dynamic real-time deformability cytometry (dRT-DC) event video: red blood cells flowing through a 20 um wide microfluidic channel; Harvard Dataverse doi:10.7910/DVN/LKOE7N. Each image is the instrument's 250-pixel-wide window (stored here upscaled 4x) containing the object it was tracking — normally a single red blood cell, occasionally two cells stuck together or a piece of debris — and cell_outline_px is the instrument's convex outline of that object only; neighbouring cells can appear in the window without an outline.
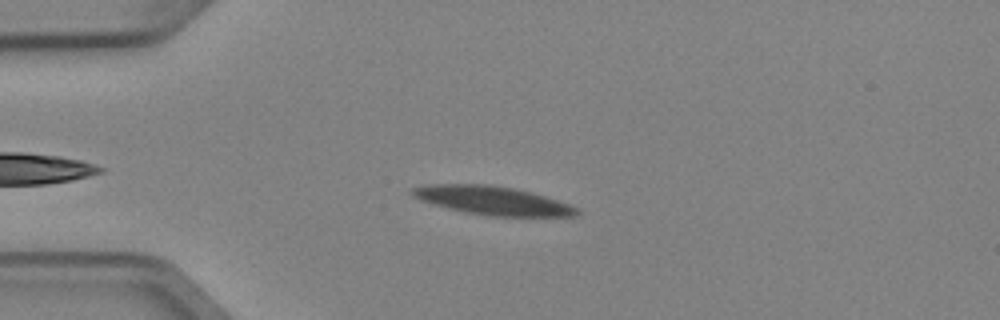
{"species": "Egyptian fruit bat (a non-hibernating species)", "species_latin": "Rousettus aegyptiacus", "temperature_condition": "cold", "stored_images_in_passage": 6, "camera_frame_rate_fps": 3000, "um_per_image_px": 0.085, "animal": {"sex": "female"}, "frame": {"image": 1, "passage_image": 3, "time_ms": 0.667, "image_size_px": [1000, 320], "cell_outline_px": [[580, 212], [576, 216], [492, 216], [468, 212], [448, 208], [432, 204], [420, 200], [412, 196], [408, 192], [412, 188], [424, 184], [488, 184], [512, 188], [532, 192], [580, 208]], "centroid_in_image_um": [41.83, 17.03], "position_along_channel_um": 43.2, "area_um2": 27.34}}
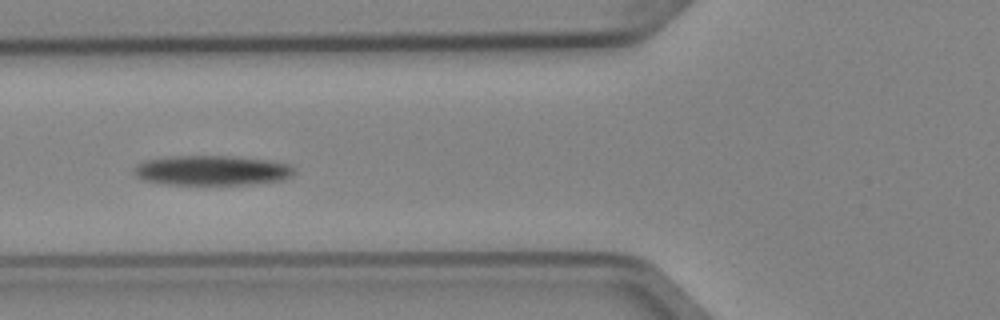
{"frame": {"image": 2, "passage_image": 5, "time_ms": 1.333, "image_size_px": [1000, 320], "cell_outline_px": [[296, 172], [292, 176], [284, 180], [252, 184], [164, 184], [144, 180], [136, 176], [132, 172], [132, 168], [136, 164], [144, 160], [168, 156], [232, 156], [272, 160], [292, 164], [296, 168]], "centroid_in_image_um": [18.05, 14.47], "position_along_channel_um": 107.8, "area_um2": 28.44}}
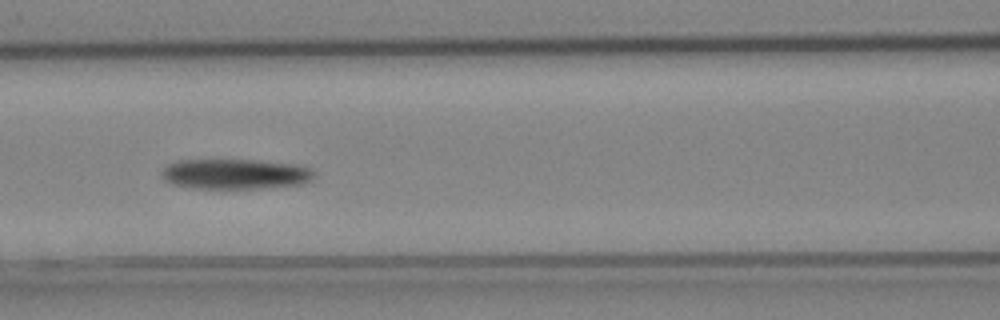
{"frame": {"image": 3, "passage_image": 6, "time_ms": 1.667, "image_size_px": [1000, 320], "cell_outline_px": [[316, 176], [312, 180], [304, 184], [224, 192], [192, 188], [176, 184], [164, 180], [164, 168], [168, 164], [176, 160], [256, 160], [296, 164], [312, 168], [316, 172]], "centroid_in_image_um": [20.07, 14.83], "position_along_channel_um": 146.5, "area_um2": 27.98}}